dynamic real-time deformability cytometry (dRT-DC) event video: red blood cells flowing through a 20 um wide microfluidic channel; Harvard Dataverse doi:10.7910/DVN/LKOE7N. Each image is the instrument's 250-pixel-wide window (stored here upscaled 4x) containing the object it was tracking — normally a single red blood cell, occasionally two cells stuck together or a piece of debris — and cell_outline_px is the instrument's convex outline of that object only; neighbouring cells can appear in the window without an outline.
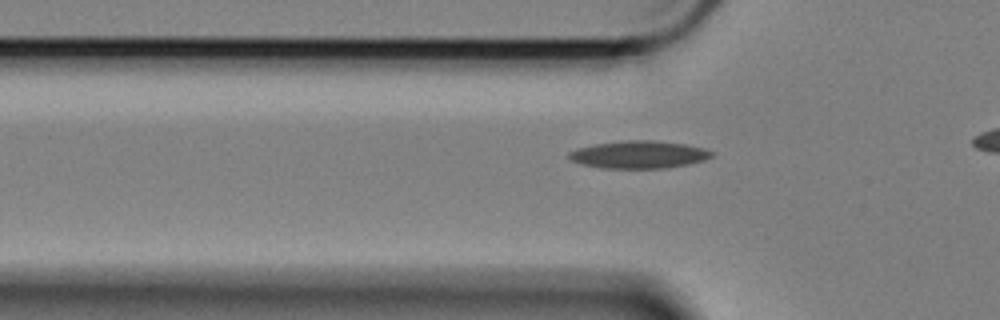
{"species": "Egyptian fruit bat (a non-hibernating species)", "species_latin": "Rousettus aegyptiacus", "temperature_condition": "cold", "stored_images_in_passage": 32, "camera_frame_rate_fps": 3000, "um_per_image_px": 0.085, "animal": {"sex": "female"}, "frame": {"image": 1, "passage_image": 3, "time_ms": 0.667, "image_size_px": [1000, 320], "cell_outline_px": [[712, 156], [704, 160], [688, 164], [668, 168], [600, 168], [580, 164], [572, 160], [568, 156], [568, 152], [576, 148], [596, 144], [624, 140], [652, 140], [684, 144], [704, 148], [712, 152]], "centroid_in_image_um": [54.27, 13.14], "position_along_channel_um": 71.5, "area_um2": 22.89}}
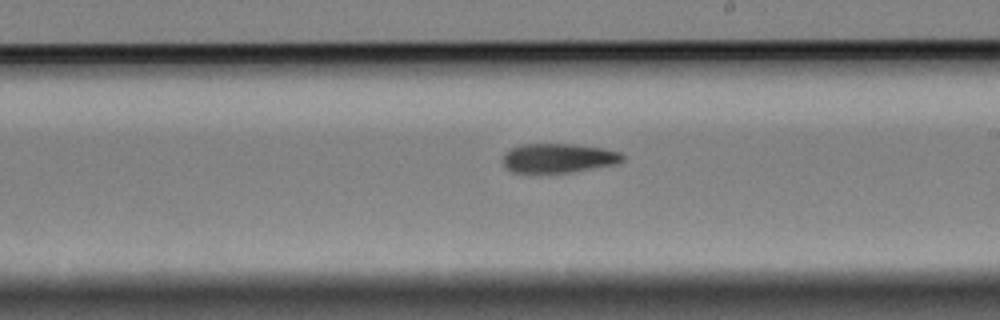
{"frame": {"image": 2, "passage_image": 18, "time_ms": 5.667, "image_size_px": [1000, 320], "cell_outline_px": [[624, 160], [612, 164], [568, 172], [512, 172], [504, 164], [504, 156], [512, 148], [520, 144], [576, 144], [604, 148], [620, 152], [624, 156]], "centroid_in_image_um": [47.48, 13.41], "position_along_channel_um": 241.5, "area_um2": 19.94}}
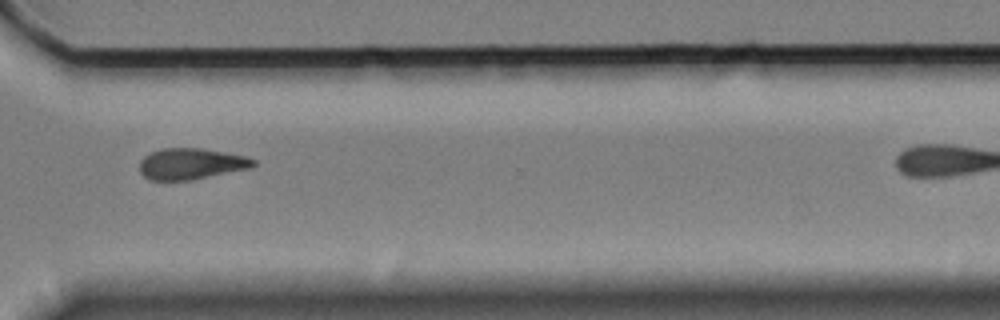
{"frame": {"image": 3, "passage_image": 28, "time_ms": 9.0, "image_size_px": [1000, 320], "cell_outline_px": [[256, 164], [252, 168], [192, 180], [148, 180], [140, 172], [140, 160], [144, 156], [152, 152], [164, 148], [200, 148], [224, 152], [244, 156], [256, 160]], "centroid_in_image_um": [16.25, 13.93], "position_along_channel_um": 354.3, "area_um2": 20.69}}